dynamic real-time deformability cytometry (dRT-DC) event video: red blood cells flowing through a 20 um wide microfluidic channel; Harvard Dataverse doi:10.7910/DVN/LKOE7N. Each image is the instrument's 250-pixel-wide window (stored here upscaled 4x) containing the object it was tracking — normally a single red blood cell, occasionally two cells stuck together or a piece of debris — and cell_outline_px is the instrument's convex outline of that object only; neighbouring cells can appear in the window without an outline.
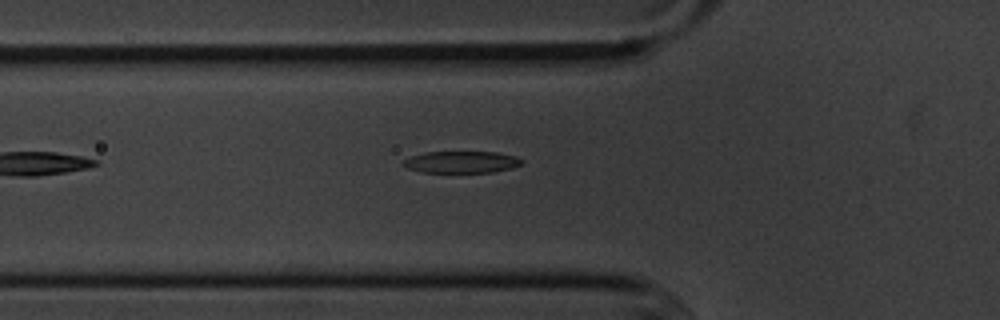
{"species": "common noctule bat (a hibernating species)", "species_latin": "Nyctalus noctula", "temperature_condition": "cold", "stored_images_in_passage": 5, "camera_frame_rate_fps": 3000, "um_per_image_px": 0.085, "animal": {"sex": "male", "body_mass_g": 20.1, "forearm_length_mm": 53.5}, "frame": {"image": 1, "passage_image": 5, "time_ms": 5.667, "image_size_px": [1000, 320], "cell_outline_px": [[524, 160], [520, 164], [512, 168], [492, 172], [420, 172], [408, 168], [400, 164], [404, 160], [412, 156], [424, 152], [496, 152], [516, 156]], "centroid_in_image_um": [39.22, 13.77], "position_along_channel_um": 86.6, "area_um2": 15.03}}